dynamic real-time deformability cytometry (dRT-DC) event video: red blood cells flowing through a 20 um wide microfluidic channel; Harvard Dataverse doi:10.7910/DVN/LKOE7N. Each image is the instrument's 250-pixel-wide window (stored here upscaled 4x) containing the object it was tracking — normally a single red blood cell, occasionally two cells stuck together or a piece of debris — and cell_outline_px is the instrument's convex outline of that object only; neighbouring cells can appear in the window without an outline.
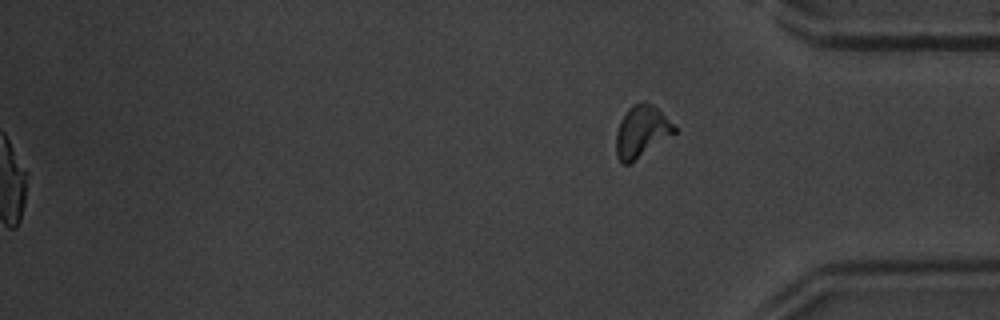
{"species": "common noctule bat (a hibernating species)", "species_latin": "Nyctalus noctula", "temperature_condition": "warm", "stored_images_in_passage": 37, "segment_of_instrument_passage": [2, 2], "camera_frame_rate_fps": 3000, "um_per_image_px": 0.085, "animal": {"sex": "male", "body_mass_g": 20.1, "forearm_length_mm": 53.5}, "frame": {"image": 1, "passage_image": 37, "time_ms": 12.0, "image_size_px": [1000, 320], "cell_outline_px": [[680, 132], [628, 164], [624, 164], [616, 156], [616, 132], [620, 120], [628, 108], [632, 104], [644, 100], [652, 104]], "centroid_in_image_um": [54.54, 11.17], "position_along_channel_um": 380.7, "area_um2": 17.69}}